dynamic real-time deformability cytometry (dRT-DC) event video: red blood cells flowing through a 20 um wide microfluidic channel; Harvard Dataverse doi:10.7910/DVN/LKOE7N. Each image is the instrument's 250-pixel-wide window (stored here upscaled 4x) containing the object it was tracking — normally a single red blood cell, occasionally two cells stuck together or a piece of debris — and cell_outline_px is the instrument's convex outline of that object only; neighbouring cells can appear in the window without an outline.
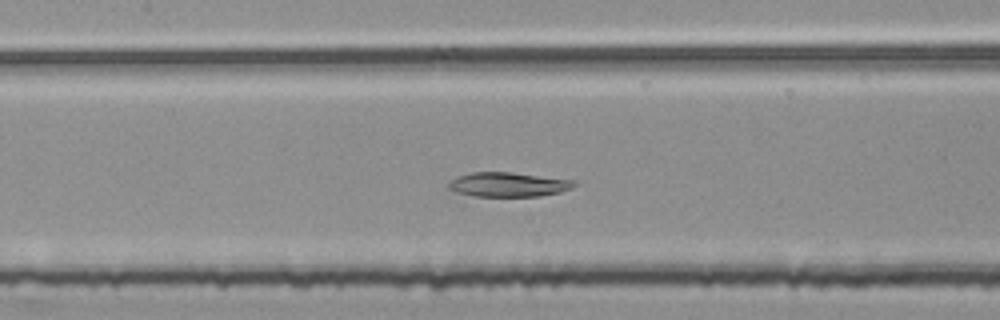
{"species": "common noctule bat (a hibernating species)", "species_latin": "Nyctalus noctula", "temperature_condition": "room temperature", "stored_images_in_passage": 51, "camera_frame_rate_fps": 3000, "um_per_image_px": 0.085, "animal": {"sex": "female", "body_mass_g": 25.1}, "frame": {"image": 1, "passage_image": 24, "time_ms": 7.667, "image_size_px": [1000, 320], "cell_outline_px": [[576, 184], [572, 188], [560, 192], [540, 196], [472, 196], [456, 192], [448, 188], [448, 184], [456, 176], [472, 172], [512, 172], [576, 180]], "centroid_in_image_um": [43.21, 15.68], "position_along_channel_um": 164.2, "area_um2": 17.98}}
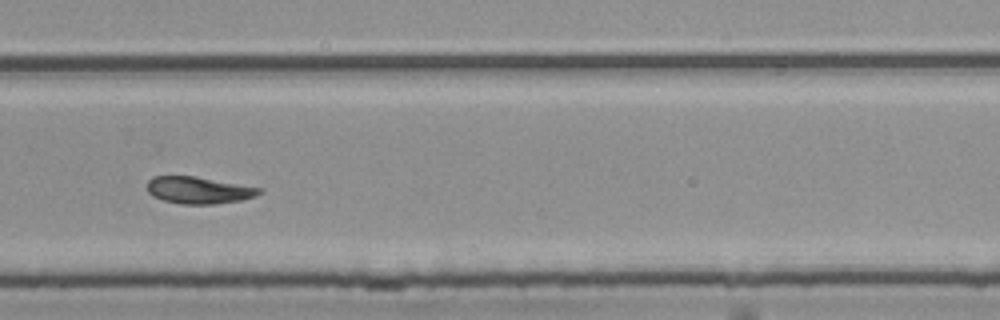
{"frame": {"image": 2, "passage_image": 36, "time_ms": 11.667, "image_size_px": [1000, 320], "cell_outline_px": [[264, 192], [256, 196], [240, 200], [216, 204], [180, 204], [164, 200], [152, 196], [148, 192], [148, 180], [152, 176], [196, 176], [264, 188]], "centroid_in_image_um": [16.93, 16.16], "position_along_channel_um": 312.9, "area_um2": 17.8}}
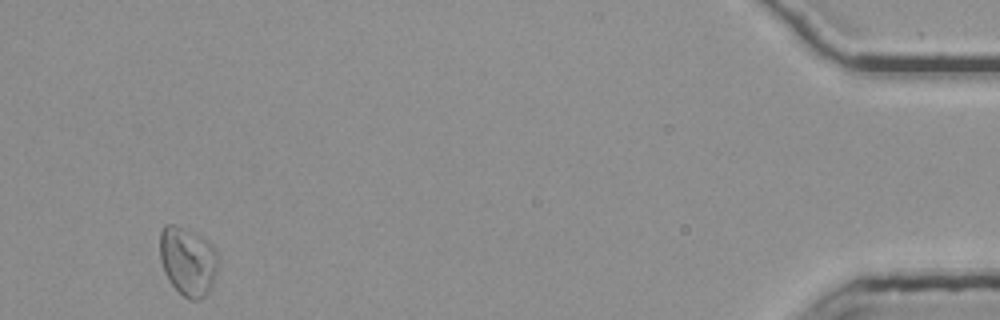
{"frame": {"image": 3, "passage_image": 51, "time_ms": 16.667, "image_size_px": [1000, 320], "cell_outline_px": [[220, 260], [212, 288], [200, 300], [188, 300], [168, 280], [164, 272], [160, 260], [160, 232], [164, 224], [172, 224], [192, 232], [208, 240], [212, 244], [220, 256]], "centroid_in_image_um": [16.0, 22.21], "position_along_channel_um": 419.2, "area_um2": 23.7}, "authors_computed_cell_mechanics": {"area_um2": 19.9988, "velocity_mm_per_s": 3.7281, "shape_relaxation_time_tau1_ms": null, "shape_relaxation_time_tau2_ms": 11.2245, "deformation_change_tau1": null, "deformation_change_tau2": 0.1617}}